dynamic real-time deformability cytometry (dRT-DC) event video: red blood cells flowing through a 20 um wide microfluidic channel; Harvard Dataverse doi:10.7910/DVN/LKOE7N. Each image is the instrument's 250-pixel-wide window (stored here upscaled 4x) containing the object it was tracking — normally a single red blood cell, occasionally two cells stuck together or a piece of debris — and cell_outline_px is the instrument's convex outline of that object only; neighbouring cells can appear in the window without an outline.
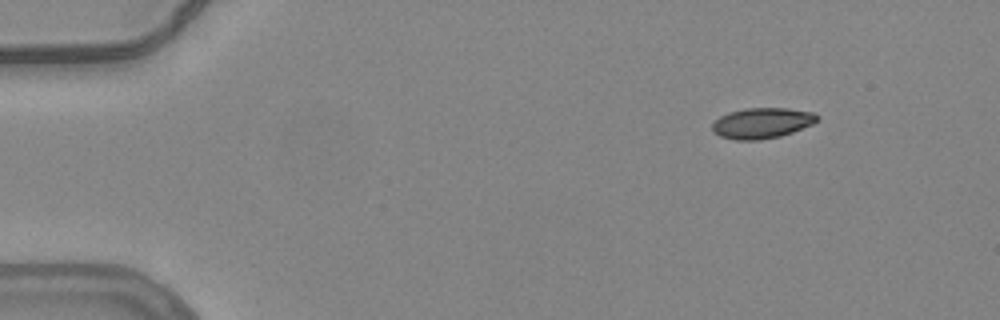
{"species": "common noctule bat (a hibernating species)", "species_latin": "Nyctalus noctula", "temperature_condition": "warm", "stored_images_in_passage": 14, "camera_frame_rate_fps": 3000, "um_per_image_px": 0.085, "animal": {"sex": "female", "body_mass_g": 24.6, "forearm_length_mm": 56.2}, "frame": {"image": 1, "passage_image": 1, "time_ms": 0.0, "image_size_px": [1000, 320], "cell_outline_px": [[820, 120], [812, 124], [792, 132], [780, 136], [760, 140], [736, 140], [720, 136], [712, 132], [712, 124], [720, 116], [728, 112], [748, 108], [788, 108], [812, 112], [820, 116]], "centroid_in_image_um": [64.77, 10.46], "position_along_channel_um": 20.2, "area_um2": 18.79}}
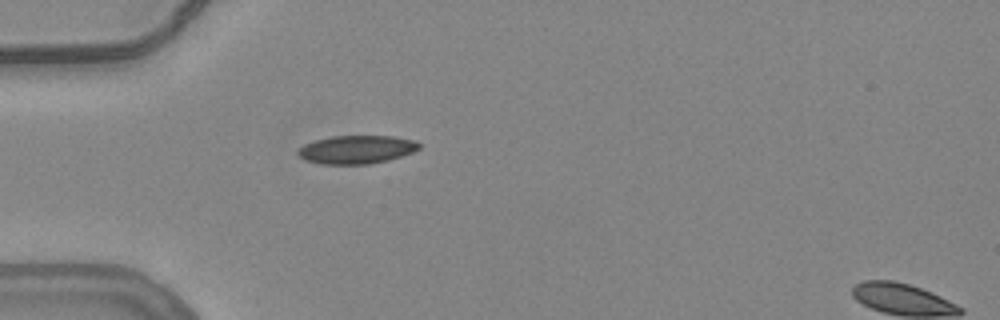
{"frame": {"image": 2, "passage_image": 11, "time_ms": 3.333, "image_size_px": [1000, 320], "cell_outline_px": [[420, 148], [412, 152], [388, 160], [368, 164], [320, 164], [304, 160], [296, 152], [304, 144], [316, 140], [332, 136], [392, 136], [416, 140], [420, 144]], "centroid_in_image_um": [30.3, 12.71], "position_along_channel_um": 54.7, "area_um2": 19.94}}